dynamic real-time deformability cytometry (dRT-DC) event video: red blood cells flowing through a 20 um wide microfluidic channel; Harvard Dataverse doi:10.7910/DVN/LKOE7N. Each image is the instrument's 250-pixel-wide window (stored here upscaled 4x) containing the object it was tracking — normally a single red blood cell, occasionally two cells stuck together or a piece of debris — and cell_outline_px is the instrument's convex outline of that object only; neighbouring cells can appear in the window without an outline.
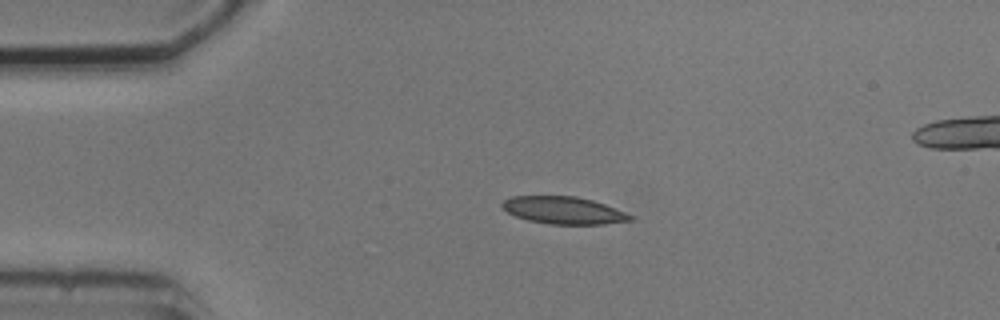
{"species": "common noctule bat (a hibernating species)", "species_latin": "Nyctalus noctula", "temperature_condition": "cold", "stored_images_in_passage": 3, "camera_frame_rate_fps": 3000, "um_per_image_px": 0.085, "animal": {"sex": "male", "body_mass_g": 20.5, "forearm_length_mm": 52.5}, "frame": {"image": 1, "passage_image": 1, "time_ms": 0.0, "image_size_px": [1000, 320], "cell_outline_px": [[632, 220], [604, 224], [552, 224], [528, 220], [516, 216], [508, 212], [500, 204], [504, 200], [512, 196], [576, 196], [592, 200], [604, 204], [624, 212], [632, 216]], "centroid_in_image_um": [47.88, 17.87], "position_along_channel_um": 37.1, "area_um2": 20.11}}